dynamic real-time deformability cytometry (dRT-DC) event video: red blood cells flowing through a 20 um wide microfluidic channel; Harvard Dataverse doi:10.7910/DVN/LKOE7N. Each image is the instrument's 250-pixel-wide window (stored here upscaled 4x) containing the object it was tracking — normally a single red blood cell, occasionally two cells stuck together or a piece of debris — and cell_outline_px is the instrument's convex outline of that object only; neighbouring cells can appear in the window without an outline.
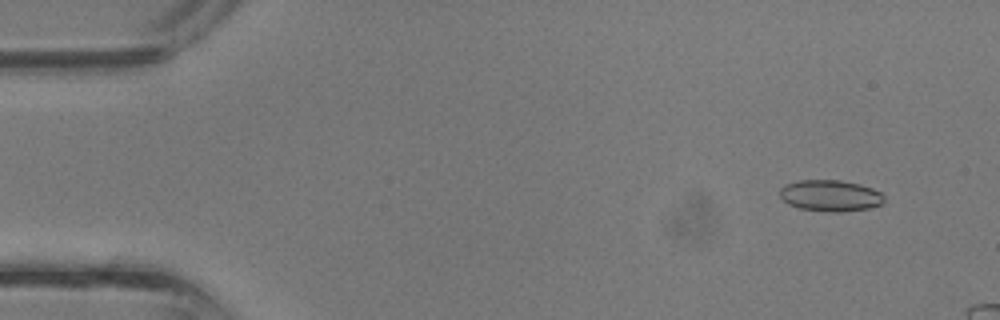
{"species": "common noctule bat (a hibernating species)", "species_latin": "Nyctalus noctula", "temperature_condition": "room temperature", "stored_images_in_passage": 9, "camera_frame_rate_fps": 3000, "um_per_image_px": 0.085, "animal": {"sex": "male", "body_mass_g": 13.3}, "frame": {"image": 1, "passage_image": 3, "time_ms": 0.667, "image_size_px": [1000, 320], "cell_outline_px": [[884, 204], [868, 208], [840, 212], [828, 212], [800, 208], [788, 204], [780, 196], [780, 188], [784, 184], [800, 180], [840, 180], [860, 184], [872, 188], [880, 192], [884, 196]], "centroid_in_image_um": [70.58, 16.63], "position_along_channel_um": 14.4, "area_um2": 19.13}}